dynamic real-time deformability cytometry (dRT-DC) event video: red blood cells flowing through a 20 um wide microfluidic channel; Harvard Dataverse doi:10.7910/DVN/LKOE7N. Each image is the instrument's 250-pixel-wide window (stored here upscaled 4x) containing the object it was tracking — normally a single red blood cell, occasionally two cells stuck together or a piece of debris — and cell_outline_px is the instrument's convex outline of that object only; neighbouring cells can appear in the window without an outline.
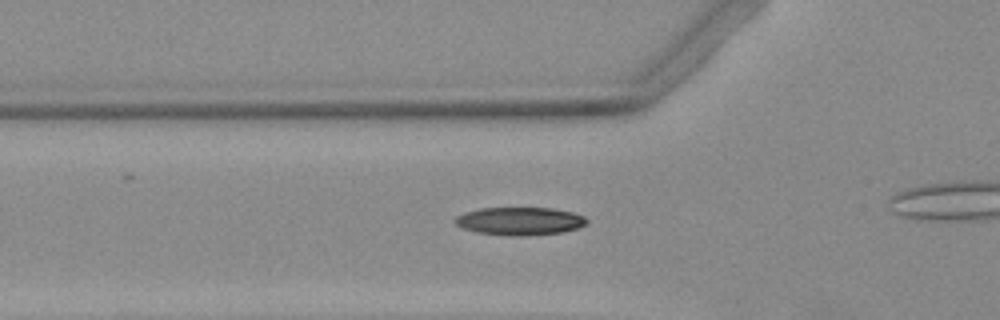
{"species": "Egyptian fruit bat (a non-hibernating species)", "species_latin": "Rousettus aegyptiacus", "temperature_condition": "warm", "stored_images_in_passage": 33, "camera_frame_rate_fps": 3000, "um_per_image_px": 0.085, "animal": {"sex": "female"}, "frame": {"image": 1, "passage_image": 8, "time_ms": 2.333, "image_size_px": [1000, 320], "cell_outline_px": [[588, 224], [576, 228], [560, 232], [520, 236], [476, 232], [464, 228], [456, 224], [456, 216], [464, 212], [480, 208], [552, 208], [572, 212], [584, 216], [588, 220]], "centroid_in_image_um": [44.2, 18.78], "position_along_channel_um": 81.6, "area_um2": 21.15}}
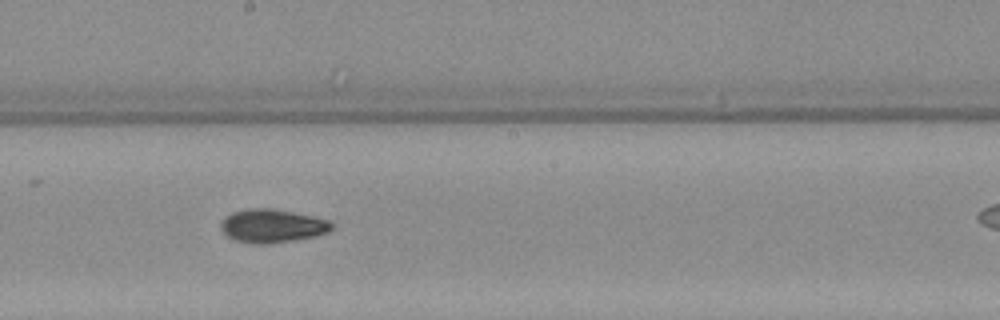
{"frame": {"image": 2, "passage_image": 19, "time_ms": 6.0, "image_size_px": [1000, 320], "cell_outline_px": [[332, 228], [328, 232], [316, 236], [268, 244], [252, 244], [236, 240], [228, 236], [220, 228], [220, 224], [232, 212], [248, 208], [272, 208], [312, 216], [328, 220], [332, 224]], "centroid_in_image_um": [23.13, 19.2], "position_along_channel_um": 225.1, "area_um2": 21.39}}
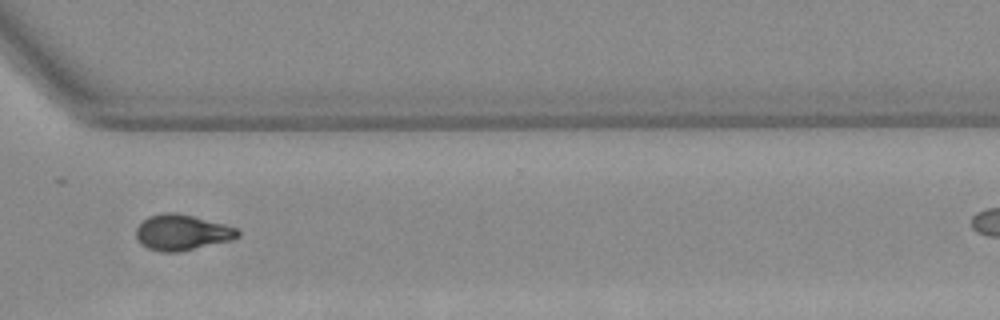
{"frame": {"image": 3, "passage_image": 29, "time_ms": 9.333, "image_size_px": [1000, 320], "cell_outline_px": [[240, 236], [232, 240], [180, 252], [160, 252], [148, 248], [140, 244], [136, 236], [136, 228], [148, 216], [164, 212], [176, 212], [224, 224], [236, 228], [240, 232]], "centroid_in_image_um": [15.46, 19.76], "position_along_channel_um": 355.1, "area_um2": 21.21}}